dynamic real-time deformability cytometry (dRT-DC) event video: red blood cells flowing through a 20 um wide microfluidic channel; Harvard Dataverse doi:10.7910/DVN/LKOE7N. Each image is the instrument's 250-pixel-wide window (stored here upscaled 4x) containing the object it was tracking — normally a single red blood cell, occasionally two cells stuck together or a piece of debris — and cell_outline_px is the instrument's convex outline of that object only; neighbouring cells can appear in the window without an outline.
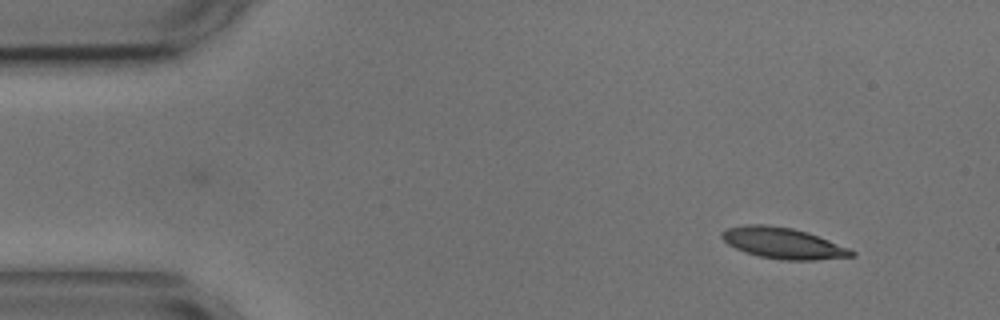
{"species": "common noctule bat (a hibernating species)", "species_latin": "Nyctalus noctula", "temperature_condition": "cold", "stored_images_in_passage": 12, "camera_frame_rate_fps": 3000, "um_per_image_px": 0.085, "animal": {"sex": "male", "body_mass_g": 17.9, "forearm_length_mm": 54.2}, "frame": {"image": 1, "passage_image": 1, "time_ms": 0.0, "image_size_px": [1000, 320], "cell_outline_px": [[856, 256], [812, 260], [784, 260], [760, 256], [736, 248], [728, 244], [720, 236], [720, 232], [728, 228], [748, 224], [764, 224], [792, 228], [808, 232], [848, 248], [856, 252]], "centroid_in_image_um": [66.56, 20.66], "position_along_channel_um": 18.4, "area_um2": 23.18}}
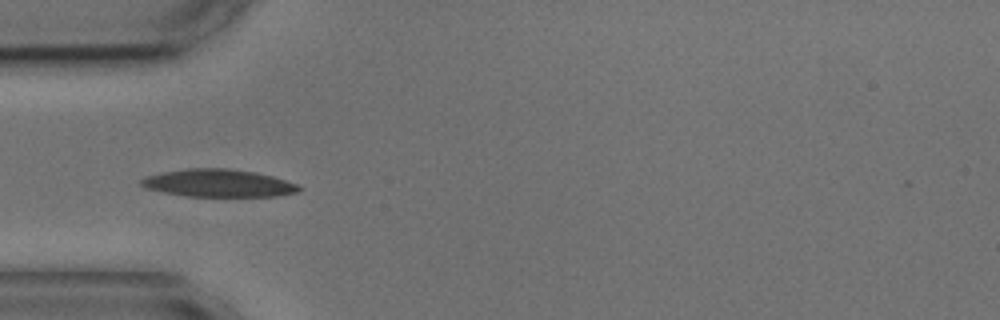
{"frame": {"image": 2, "passage_image": 3, "time_ms": 3.667, "image_size_px": [1000, 320], "cell_outline_px": [[304, 188], [300, 192], [280, 196], [184, 196], [164, 192], [148, 188], [140, 184], [140, 180], [148, 176], [164, 172], [188, 168], [228, 168], [256, 172], [272, 176], [296, 184]], "centroid_in_image_um": [18.63, 15.57], "position_along_channel_um": 66.4, "area_um2": 25.32}}
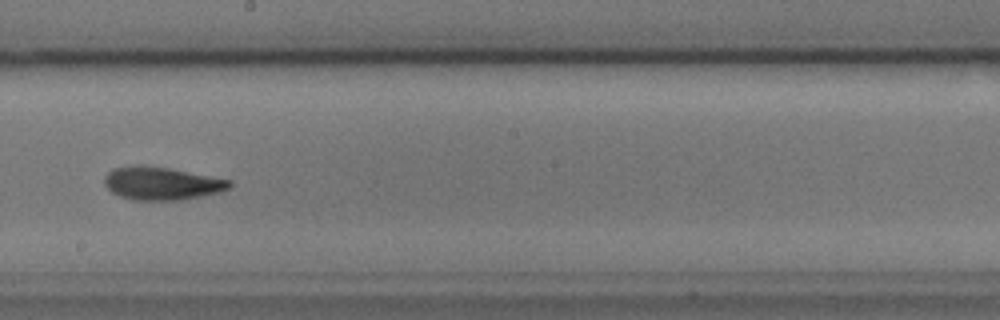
{"frame": {"image": 3, "passage_image": 7, "time_ms": 8.333, "image_size_px": [1000, 320], "cell_outline_px": [[232, 184], [228, 188], [220, 192], [180, 200], [132, 200], [120, 196], [112, 192], [104, 184], [104, 176], [112, 168], [140, 164], [168, 168], [232, 180]], "centroid_in_image_um": [13.71, 15.58], "position_along_channel_um": 234.5, "area_um2": 24.04}, "authors_computed_cell_mechanics": {"area_um2": 23.2645, "velocity_mm_per_s": 3.5959, "shape_relaxation_time_tau1_ms": 3.9103, "shape_relaxation_time_tau2_ms": 2.6019, "deformation_change_tau1": 0.1255, "deformation_change_tau2": 0.08}}